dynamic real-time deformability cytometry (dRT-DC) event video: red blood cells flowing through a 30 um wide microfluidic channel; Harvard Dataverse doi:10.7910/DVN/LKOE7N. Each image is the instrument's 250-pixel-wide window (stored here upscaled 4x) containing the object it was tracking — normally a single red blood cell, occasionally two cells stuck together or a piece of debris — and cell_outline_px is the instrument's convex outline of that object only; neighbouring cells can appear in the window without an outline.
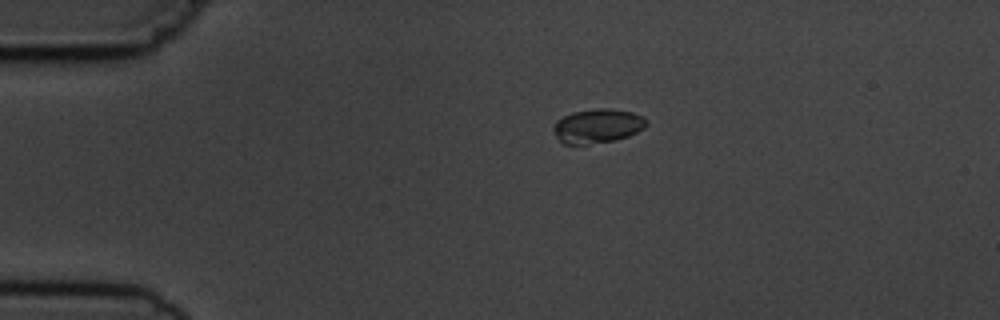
{"species": "common noctule bat (a hibernating species)", "species_latin": "Nyctalus noctula", "temperature_condition": "cold", "stored_images_in_passage": 4, "camera_frame_rate_fps": 3000, "um_per_image_px": 0.085, "animal": {"sex": "male", "body_mass_g": 19.5, "forearm_length_mm": 54.6}, "frame": {"image": 1, "passage_image": 4, "time_ms": 4.333, "image_size_px": [1000, 320], "cell_outline_px": [[648, 124], [644, 128], [628, 136], [616, 140], [584, 144], [564, 144], [556, 136], [552, 128], [552, 124], [556, 120], [572, 112], [596, 108], [608, 108], [632, 112], [644, 116], [648, 120]], "centroid_in_image_um": [50.79, 10.69], "position_along_channel_um": 34.2, "area_um2": 18.67}}